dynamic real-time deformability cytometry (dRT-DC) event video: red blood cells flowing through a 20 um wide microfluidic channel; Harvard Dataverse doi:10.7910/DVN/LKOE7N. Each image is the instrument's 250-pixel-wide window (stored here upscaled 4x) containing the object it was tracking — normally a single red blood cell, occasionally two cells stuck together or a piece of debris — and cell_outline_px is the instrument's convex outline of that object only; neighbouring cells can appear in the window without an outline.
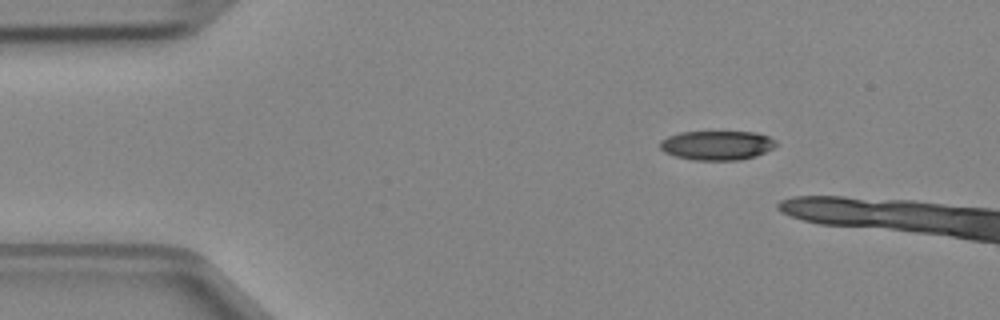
{"species": "Egyptian fruit bat (a non-hibernating species)", "species_latin": "Rousettus aegyptiacus", "temperature_condition": "cold", "stored_images_in_passage": 4, "camera_frame_rate_fps": 3000, "um_per_image_px": 0.085, "animal": {"sex": "female"}, "frame": {"image": 1, "passage_image": 2, "time_ms": 0.333, "image_size_px": [1000, 320], "cell_outline_px": [[776, 144], [772, 148], [756, 156], [740, 160], [692, 160], [676, 156], [664, 152], [660, 148], [660, 140], [668, 136], [680, 132], [756, 132], [768, 136], [776, 140]], "centroid_in_image_um": [60.93, 12.35], "position_along_channel_um": 24.1, "area_um2": 19.83}}